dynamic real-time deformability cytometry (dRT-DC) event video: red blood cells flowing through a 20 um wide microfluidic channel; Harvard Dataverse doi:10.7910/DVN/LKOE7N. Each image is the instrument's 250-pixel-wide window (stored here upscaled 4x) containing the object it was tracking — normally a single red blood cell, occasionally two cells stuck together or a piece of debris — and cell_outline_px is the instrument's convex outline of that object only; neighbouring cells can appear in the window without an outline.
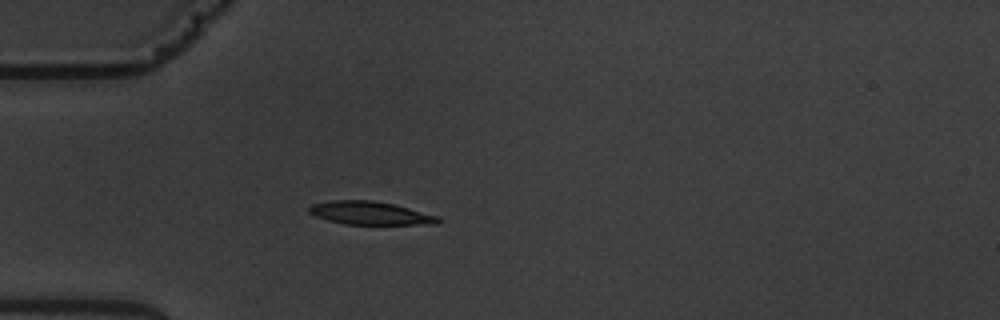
{"species": "common noctule bat (a hibernating species)", "species_latin": "Nyctalus noctula", "temperature_condition": "warm", "stored_images_in_passage": 2, "camera_frame_rate_fps": 3000, "um_per_image_px": 0.085, "animal": {"sex": "male", "body_mass_g": 19.5, "forearm_length_mm": 54.6}, "frame": {"image": 1, "passage_image": 2, "time_ms": 1.333, "image_size_px": [1000, 320], "cell_outline_px": [[444, 220], [436, 224], [344, 224], [328, 220], [316, 216], [308, 212], [308, 208], [312, 204], [332, 200], [372, 200], [396, 204], [440, 216]], "centroid_in_image_um": [31.53, 18.11], "position_along_channel_um": 53.5, "area_um2": 17.63}}